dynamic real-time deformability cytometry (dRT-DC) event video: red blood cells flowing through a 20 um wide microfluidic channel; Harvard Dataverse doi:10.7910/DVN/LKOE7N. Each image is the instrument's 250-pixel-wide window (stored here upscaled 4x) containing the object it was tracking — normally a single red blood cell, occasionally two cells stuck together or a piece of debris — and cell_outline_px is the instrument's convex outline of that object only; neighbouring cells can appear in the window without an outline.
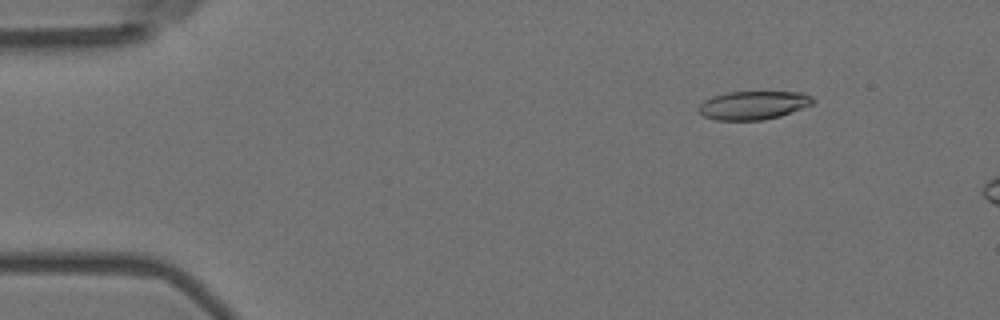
{"species": "Egyptian fruit bat (a non-hibernating species)", "species_latin": "Rousettus aegyptiacus", "temperature_condition": "room temperature", "stored_images_in_passage": 15, "camera_frame_rate_fps": 3000, "um_per_image_px": 0.085, "animal": {"sex": "female"}, "frame": {"image": 1, "passage_image": 7, "time_ms": 2.0, "image_size_px": [1000, 320], "cell_outline_px": [[816, 100], [812, 104], [780, 116], [764, 120], [716, 120], [704, 116], [700, 112], [700, 104], [704, 100], [712, 96], [728, 92], [804, 92], [812, 96]], "centroid_in_image_um": [64.06, 8.94], "position_along_channel_um": 20.9, "area_um2": 18.9}}